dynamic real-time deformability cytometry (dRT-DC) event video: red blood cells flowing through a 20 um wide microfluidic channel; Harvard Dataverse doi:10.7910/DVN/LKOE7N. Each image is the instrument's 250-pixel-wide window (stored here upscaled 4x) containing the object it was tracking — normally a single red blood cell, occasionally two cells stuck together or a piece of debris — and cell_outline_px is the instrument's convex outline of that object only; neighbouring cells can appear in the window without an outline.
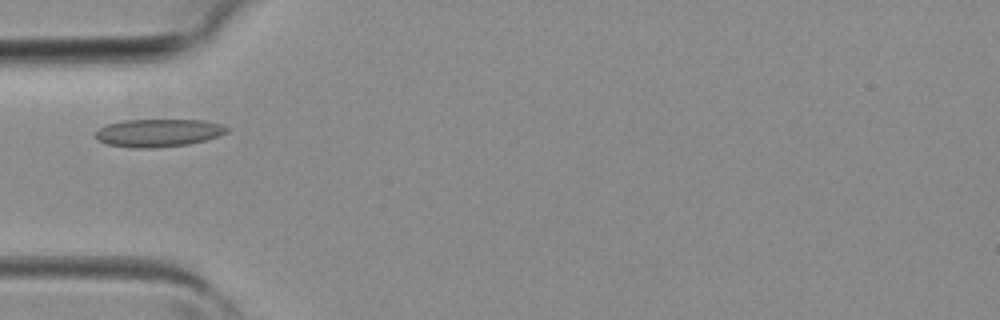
{"species": "common noctule bat (a hibernating species)", "species_latin": "Nyctalus noctula", "temperature_condition": "room temperature", "stored_images_in_passage": 2, "camera_frame_rate_fps": 3000, "um_per_image_px": 0.085, "animal": {"sex": "female", "body_mass_g": 19.3, "forearm_length_mm": 54.1}, "frame": {"image": 1, "passage_image": 2, "time_ms": 0.333, "image_size_px": [1000, 320], "cell_outline_px": [[228, 132], [220, 136], [188, 144], [156, 148], [132, 148], [108, 144], [96, 140], [92, 136], [100, 128], [108, 124], [124, 120], [204, 120], [224, 124], [228, 128]], "centroid_in_image_um": [13.46, 11.29], "position_along_channel_um": 71.5, "area_um2": 21.5}}